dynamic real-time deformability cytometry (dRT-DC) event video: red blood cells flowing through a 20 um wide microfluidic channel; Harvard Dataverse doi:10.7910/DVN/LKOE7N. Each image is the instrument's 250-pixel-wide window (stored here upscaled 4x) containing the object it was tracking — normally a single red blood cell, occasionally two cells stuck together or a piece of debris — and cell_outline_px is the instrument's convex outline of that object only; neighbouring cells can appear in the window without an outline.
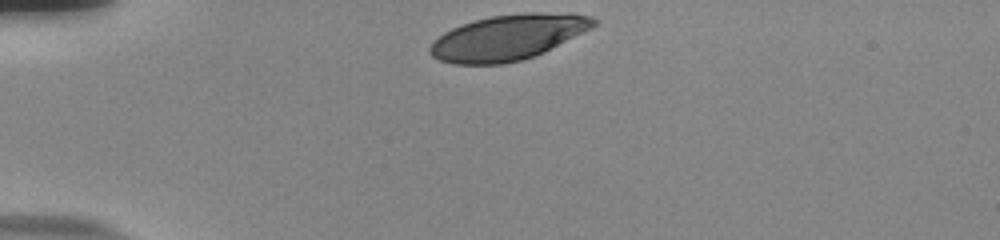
{"species": "human", "species_latin": "Homo sapiens", "temperature_condition": "room temperature", "stored_images_in_passage": 33, "camera_frame_rate_fps": 3000, "um_per_image_px": 0.085, "donor": {"sex": "male"}, "frame": {"image": 1, "passage_image": 1, "time_ms": 0.0, "image_size_px": [1000, 240], "cell_outline_px": [[596, 24], [592, 28], [544, 52], [520, 60], [504, 64], [456, 64], [440, 60], [432, 56], [428, 52], [428, 48], [444, 32], [452, 28], [476, 20], [492, 16], [524, 12], [540, 12], [592, 16], [596, 20]], "centroid_in_image_um": [43.17, 3.18], "position_along_channel_um": 41.8, "area_um2": 42.77}}
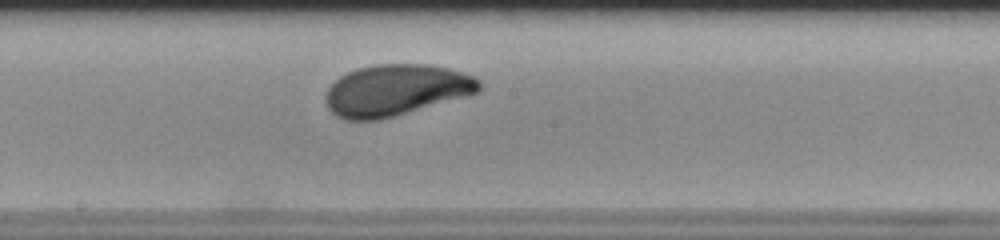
{"frame": {"image": 2, "passage_image": 18, "time_ms": 5.667, "image_size_px": [1000, 240], "cell_outline_px": [[480, 92], [380, 120], [344, 120], [336, 116], [328, 108], [324, 100], [324, 96], [328, 88], [340, 76], [348, 72], [360, 68], [376, 64], [424, 64], [448, 68], [476, 76], [480, 80]], "centroid_in_image_um": [33.64, 7.67], "position_along_channel_um": 214.6, "area_um2": 45.89}}
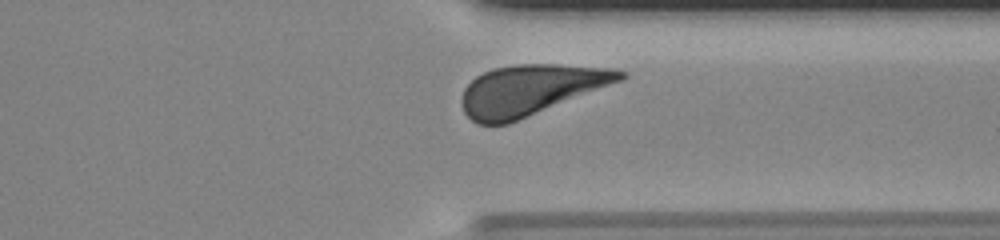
{"frame": {"image": 3, "passage_image": 30, "time_ms": 9.667, "image_size_px": [1000, 240], "cell_outline_px": [[628, 76], [620, 80], [508, 124], [476, 124], [464, 112], [460, 100], [464, 88], [476, 76], [492, 68], [516, 64], [556, 64], [616, 68], [628, 72]], "centroid_in_image_um": [45.05, 7.63], "position_along_channel_um": 366.3, "area_um2": 46.24}, "authors_computed_cell_mechanics": {"area_um2": 45.662, "velocity_mm_per_s": 3.7852, "shape_relaxation_time_tau1_ms": 2.9535, "shape_relaxation_time_tau2_ms": null, "deformation_change_tau1": 0.1394, "deformation_change_tau2": null}}